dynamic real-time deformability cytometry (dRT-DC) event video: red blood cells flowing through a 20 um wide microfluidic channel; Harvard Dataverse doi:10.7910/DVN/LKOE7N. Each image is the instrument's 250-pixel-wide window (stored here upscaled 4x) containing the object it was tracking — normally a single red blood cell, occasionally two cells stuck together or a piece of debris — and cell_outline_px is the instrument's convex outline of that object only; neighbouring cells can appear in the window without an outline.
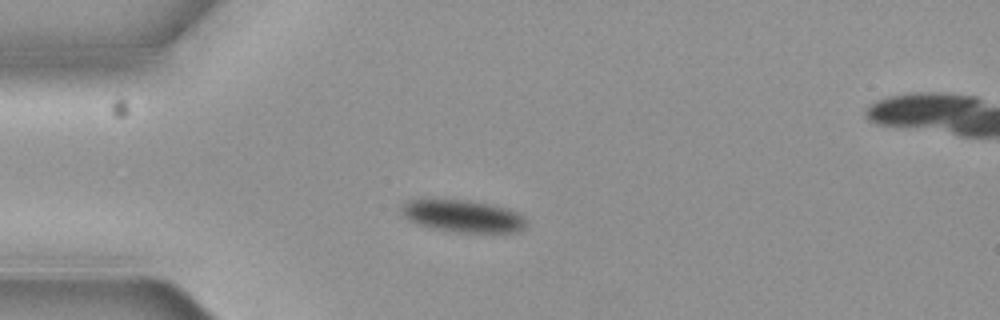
{"species": "common noctule bat (a hibernating species)", "species_latin": "Nyctalus noctula", "temperature_condition": "cold", "stored_images_in_passage": 5, "camera_frame_rate_fps": 3000, "um_per_image_px": 0.085, "animal": {"sex": "female", "body_mass_g": 19.3, "forearm_length_mm": 54.1}, "frame": {"image": 1, "passage_image": 4, "time_ms": 1.0, "image_size_px": [1000, 320], "cell_outline_px": [[528, 224], [520, 232], [448, 232], [416, 224], [400, 216], [400, 204], [408, 200], [464, 200], [488, 204], [508, 208], [520, 212], [528, 220]], "centroid_in_image_um": [39.34, 18.38], "position_along_channel_um": 45.7, "area_um2": 23.93}}